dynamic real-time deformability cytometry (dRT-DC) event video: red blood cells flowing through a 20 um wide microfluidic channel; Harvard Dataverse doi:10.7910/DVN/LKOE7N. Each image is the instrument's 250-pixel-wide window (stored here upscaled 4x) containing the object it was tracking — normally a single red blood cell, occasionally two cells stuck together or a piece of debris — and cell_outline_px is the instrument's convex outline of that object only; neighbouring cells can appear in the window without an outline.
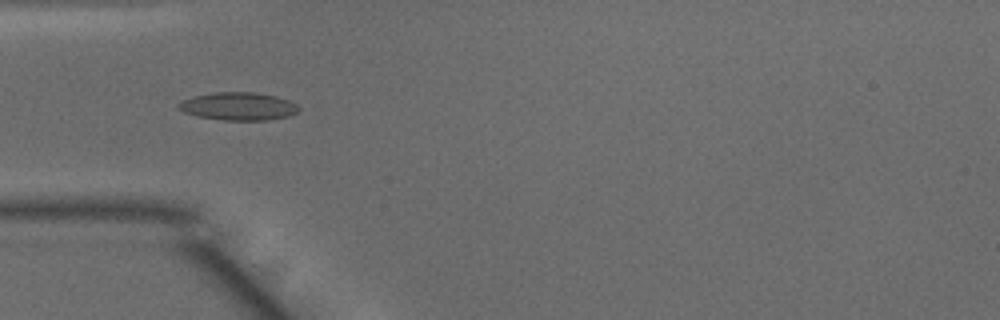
{"species": "common noctule bat (a hibernating species)", "species_latin": "Nyctalus noctula", "temperature_condition": "warm", "stored_images_in_passage": 5, "camera_frame_rate_fps": 3000, "um_per_image_px": 0.085, "animal": {"sex": "male", "body_mass_g": 15.6}, "frame": {"image": 1, "passage_image": 3, "time_ms": 0.667, "image_size_px": [1000, 320], "cell_outline_px": [[300, 112], [288, 116], [268, 120], [224, 120], [196, 116], [184, 112], [176, 108], [176, 104], [180, 100], [192, 96], [216, 92], [256, 92], [276, 96], [288, 100], [296, 104], [300, 108]], "centroid_in_image_um": [20.23, 9.03], "position_along_channel_um": 64.8, "area_um2": 19.83}}